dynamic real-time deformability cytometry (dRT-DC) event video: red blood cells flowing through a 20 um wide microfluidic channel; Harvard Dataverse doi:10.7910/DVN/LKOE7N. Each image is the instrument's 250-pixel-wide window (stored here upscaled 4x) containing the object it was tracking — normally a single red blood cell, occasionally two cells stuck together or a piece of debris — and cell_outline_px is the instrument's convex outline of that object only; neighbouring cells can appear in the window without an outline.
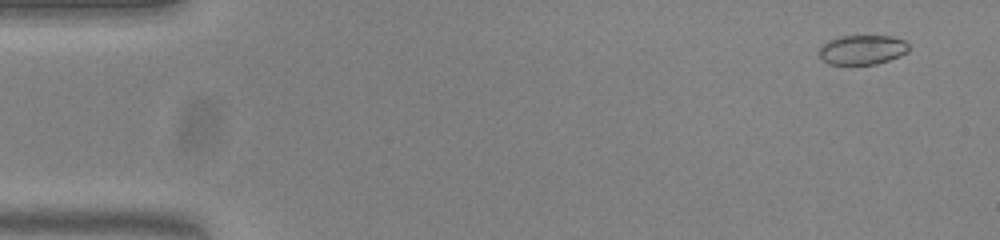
{"species": "common noctule bat (a hibernating species)", "species_latin": "Nyctalus noctula", "temperature_condition": "warm", "stored_images_in_passage": 53, "camera_frame_rate_fps": 3000, "um_per_image_px": 0.085, "animal": {"sex": "female", "body_mass_g": 23.0, "forearm_length_mm": 53.4}, "frame": {"image": 1, "passage_image": 2, "time_ms": 0.333, "image_size_px": [1000, 240], "cell_outline_px": [[908, 52], [900, 56], [876, 64], [828, 64], [820, 60], [820, 44], [828, 40], [840, 36], [892, 36], [904, 40], [908, 44]], "centroid_in_image_um": [73.27, 4.23], "position_along_channel_um": 11.7, "area_um2": 15.55}}
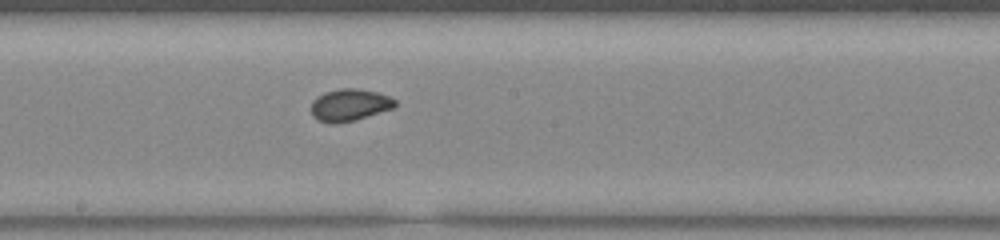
{"frame": {"image": 2, "passage_image": 28, "time_ms": 9.0, "image_size_px": [1000, 240], "cell_outline_px": [[396, 104], [392, 108], [356, 120], [336, 124], [332, 124], [320, 120], [312, 116], [312, 100], [316, 96], [324, 92], [340, 88], [356, 88], [376, 92], [388, 96], [396, 100]], "centroid_in_image_um": [29.69, 8.92], "position_along_channel_um": 218.5, "area_um2": 15.66}}
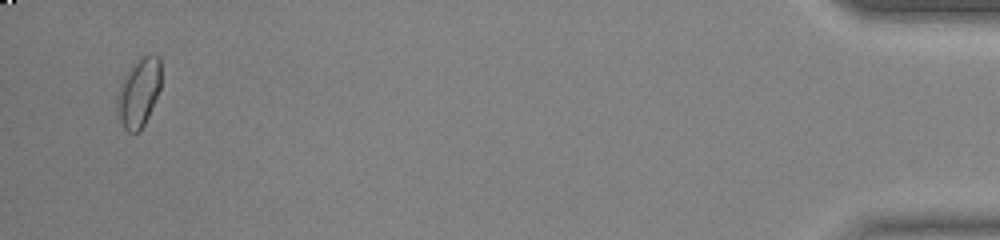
{"frame": {"image": 3, "passage_image": 51, "time_ms": 16.667, "image_size_px": [1000, 240], "cell_outline_px": [[160, 88], [148, 116], [140, 132], [128, 132], [124, 128], [120, 120], [116, 108], [116, 96], [120, 84], [124, 76], [144, 56], [152, 52], [160, 56]], "centroid_in_image_um": [11.79, 7.88], "position_along_channel_um": 423.4, "area_um2": 17.4}, "authors_computed_cell_mechanics": {"area_um2": 15.7794, "velocity_mm_per_s": 3.8066, "shape_relaxation_time_tau1_ms": 10.5038, "shape_relaxation_time_tau2_ms": null, "deformation_change_tau1": 0.1424, "deformation_change_tau2": null}}